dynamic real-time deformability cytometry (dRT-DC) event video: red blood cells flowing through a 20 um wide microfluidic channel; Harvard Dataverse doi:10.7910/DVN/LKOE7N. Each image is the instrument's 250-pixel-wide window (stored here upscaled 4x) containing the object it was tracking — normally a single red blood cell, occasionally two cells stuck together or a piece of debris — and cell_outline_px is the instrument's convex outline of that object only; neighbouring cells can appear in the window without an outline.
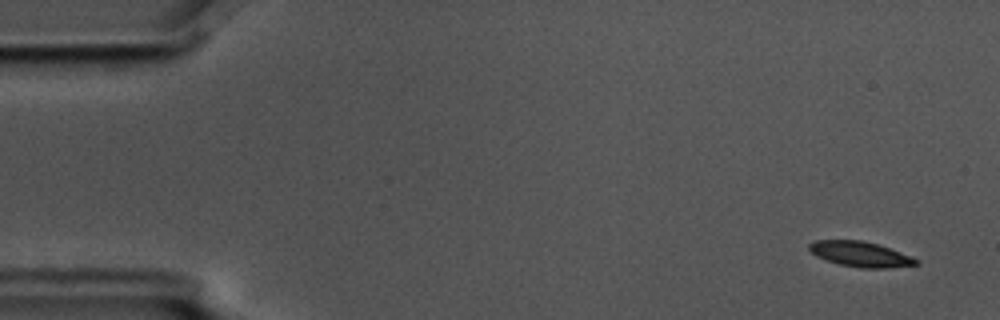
{"species": "common noctule bat (a hibernating species)", "species_latin": "Nyctalus noctula", "temperature_condition": "cold", "stored_images_in_passage": 5, "camera_frame_rate_fps": 3000, "um_per_image_px": 0.085, "animal": {"sex": "male", "body_mass_g": 17.5, "forearm_length_mm": 52.3}, "frame": {"image": 1, "passage_image": 1, "time_ms": 0.0, "image_size_px": [1000, 320], "cell_outline_px": [[920, 264], [888, 268], [860, 268], [840, 264], [816, 256], [808, 248], [808, 244], [816, 240], [860, 240], [876, 244], [900, 252], [920, 260]], "centroid_in_image_um": [73.14, 21.61], "position_along_channel_um": 11.9, "area_um2": 15.55}}